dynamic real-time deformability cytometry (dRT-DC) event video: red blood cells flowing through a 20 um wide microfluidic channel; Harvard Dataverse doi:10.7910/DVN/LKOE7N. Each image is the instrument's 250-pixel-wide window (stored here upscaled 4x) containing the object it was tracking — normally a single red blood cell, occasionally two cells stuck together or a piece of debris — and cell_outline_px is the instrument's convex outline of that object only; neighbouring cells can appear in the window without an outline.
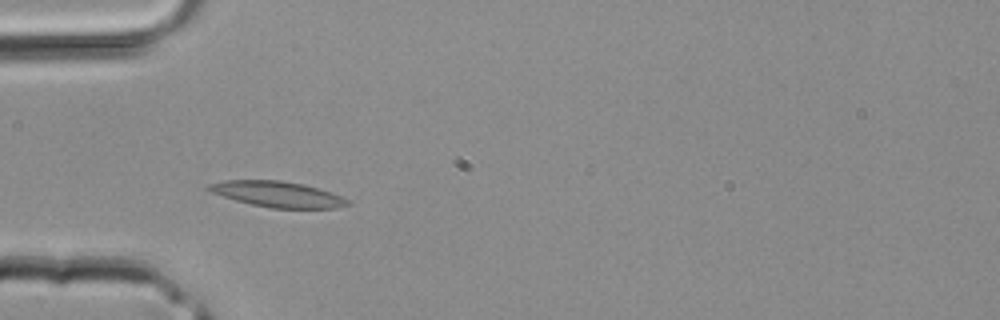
{"species": "common noctule bat (a hibernating species)", "species_latin": "Nyctalus noctula", "temperature_condition": "room temperature", "stored_images_in_passage": 31, "camera_frame_rate_fps": 3000, "um_per_image_px": 0.085, "animal": {"sex": "male", "body_mass_g": 20.4}, "frame": {"image": 1, "passage_image": 4, "time_ms": 1.0, "image_size_px": [1000, 320], "cell_outline_px": [[352, 204], [336, 208], [272, 208], [252, 204], [236, 200], [212, 192], [204, 188], [208, 184], [224, 180], [280, 180], [304, 184], [320, 188], [340, 196], [348, 200]], "centroid_in_image_um": [23.6, 16.5], "position_along_channel_um": 61.4, "area_um2": 20.75}}
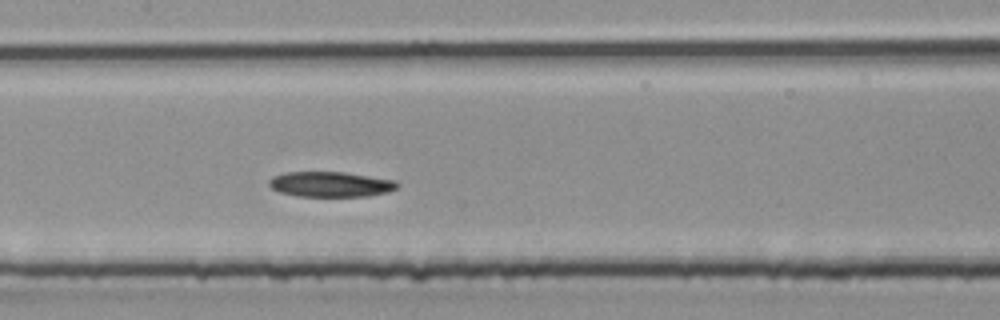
{"frame": {"image": 2, "passage_image": 11, "time_ms": 3.333, "image_size_px": [1000, 320], "cell_outline_px": [[400, 184], [396, 188], [388, 192], [368, 196], [296, 196], [280, 192], [272, 188], [268, 184], [268, 180], [272, 176], [284, 172], [344, 172], [396, 180]], "centroid_in_image_um": [28.09, 15.66], "position_along_channel_um": 179.3, "area_um2": 18.96}}
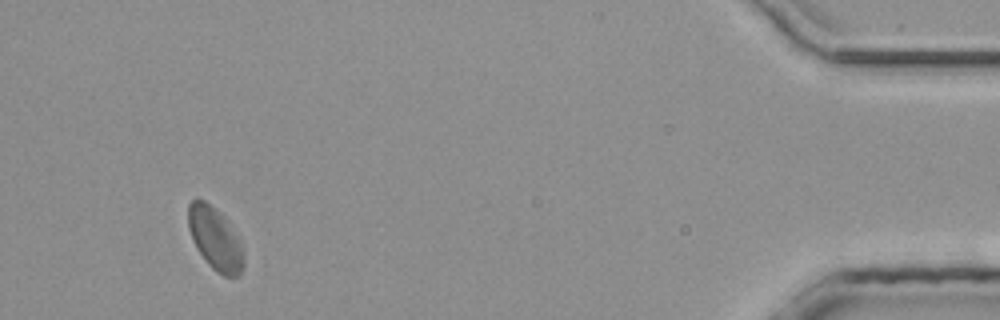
{"frame": {"image": 3, "passage_image": 29, "time_ms": 9.333, "image_size_px": [1000, 320], "cell_outline_px": [[244, 264], [240, 276], [224, 276], [216, 272], [208, 264], [196, 248], [192, 240], [188, 228], [188, 204], [192, 200], [204, 200], [216, 208], [224, 216], [240, 240], [244, 252]], "centroid_in_image_um": [18.3, 20.3], "position_along_channel_um": 416.9, "area_um2": 20.46}}